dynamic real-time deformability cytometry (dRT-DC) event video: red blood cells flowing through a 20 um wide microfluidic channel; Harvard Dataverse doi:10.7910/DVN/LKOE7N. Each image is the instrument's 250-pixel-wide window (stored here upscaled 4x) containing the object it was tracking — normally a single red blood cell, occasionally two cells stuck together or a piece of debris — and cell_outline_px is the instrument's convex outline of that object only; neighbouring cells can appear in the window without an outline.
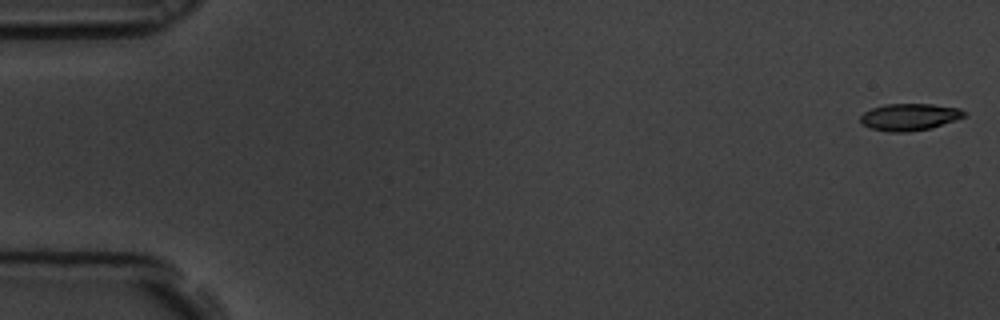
{"species": "common noctule bat (a hibernating species)", "species_latin": "Nyctalus noctula", "temperature_condition": "room temperature", "stored_images_in_passage": 58, "camera_frame_rate_fps": 3000, "um_per_image_px": 0.085, "animal": {"sex": "male", "body_mass_g": 19.5, "forearm_length_mm": 54.6}, "frame": {"image": 1, "passage_image": 1, "time_ms": 0.0, "image_size_px": [1000, 320], "cell_outline_px": [[968, 116], [932, 128], [908, 132], [888, 132], [868, 128], [860, 124], [860, 116], [864, 112], [872, 108], [884, 104], [932, 104], [960, 108], [968, 112]], "centroid_in_image_um": [77.32, 9.95], "position_along_channel_um": 7.7, "area_um2": 16.7}}
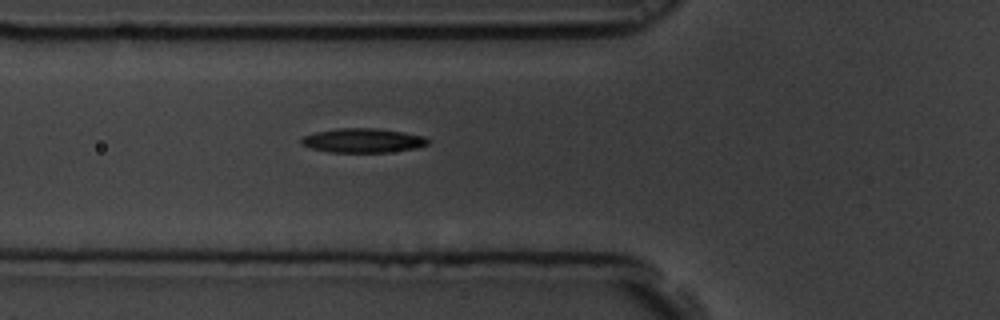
{"frame": {"image": 2, "passage_image": 21, "time_ms": 6.667, "image_size_px": [1000, 320], "cell_outline_px": [[432, 140], [428, 144], [416, 148], [388, 152], [328, 152], [312, 148], [300, 144], [300, 140], [304, 136], [316, 132], [336, 128], [376, 128], [404, 132], [424, 136]], "centroid_in_image_um": [30.87, 11.94], "position_along_channel_um": 94.9, "area_um2": 17.98}}
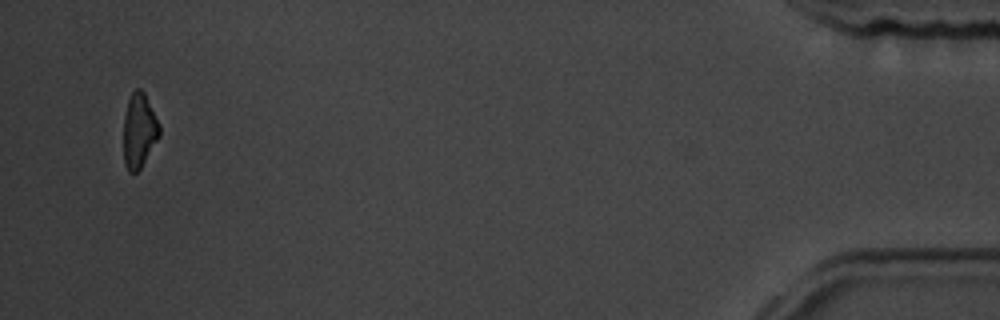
{"frame": {"image": 3, "passage_image": 56, "time_ms": 18.333, "image_size_px": [1000, 320], "cell_outline_px": [[160, 136], [140, 168], [136, 172], [128, 172], [124, 164], [124, 116], [128, 100], [132, 92], [136, 88], [140, 88], [144, 92], [160, 124]], "centroid_in_image_um": [11.83, 11.09], "position_along_channel_um": 423.4, "area_um2": 15.55}, "authors_computed_cell_mechanics": {"area_um2": 17.34, "velocity_mm_per_s": 3.5305, "shape_relaxation_time_tau1_ms": 3.984, "shape_relaxation_time_tau2_ms": null, "deformation_change_tau1": 0.1269, "deformation_change_tau2": null}}